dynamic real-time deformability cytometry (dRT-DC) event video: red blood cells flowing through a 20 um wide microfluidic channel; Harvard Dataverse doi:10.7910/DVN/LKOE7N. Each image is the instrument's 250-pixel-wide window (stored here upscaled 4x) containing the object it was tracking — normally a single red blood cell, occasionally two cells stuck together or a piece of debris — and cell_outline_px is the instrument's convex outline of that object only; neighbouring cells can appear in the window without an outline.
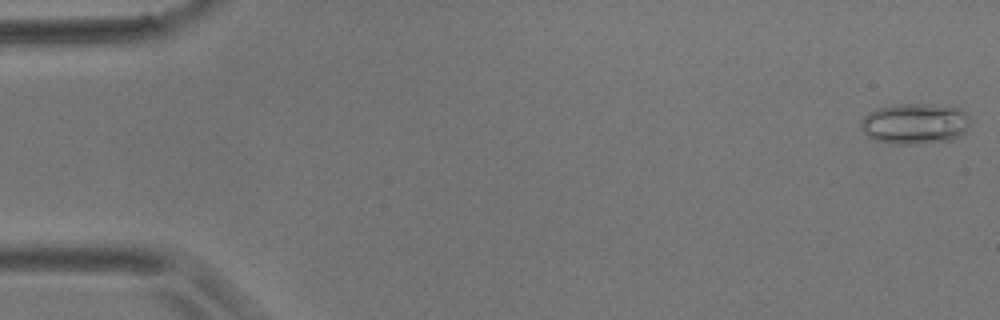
{"species": "common noctule bat (a hibernating species)", "species_latin": "Nyctalus noctula", "temperature_condition": "room temperature", "stored_images_in_passage": 55, "camera_frame_rate_fps": 3000, "um_per_image_px": 0.085, "animal": {"sex": "male", "body_mass_g": 17.9}, "frame": {"image": 1, "passage_image": 1, "time_ms": 0.0, "image_size_px": [1000, 320], "cell_outline_px": [[972, 120], [968, 128], [960, 136], [952, 140], [916, 144], [896, 144], [876, 140], [868, 136], [860, 128], [860, 120], [868, 112], [880, 108], [900, 104], [928, 104], [960, 108]], "centroid_in_image_um": [77.79, 10.52], "position_along_channel_um": 7.2, "area_um2": 26.07}}
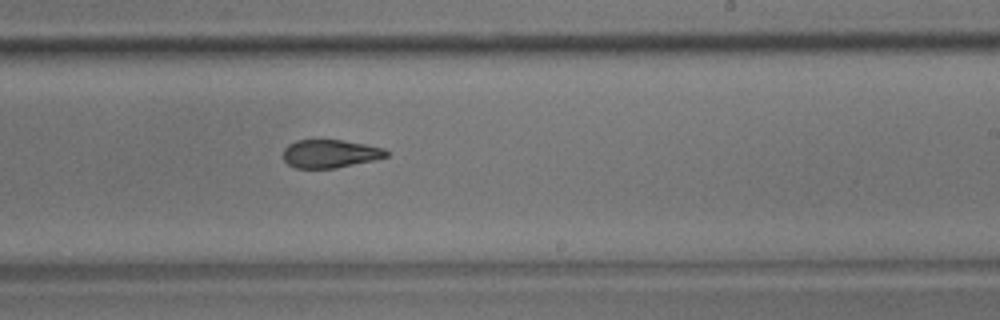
{"frame": {"image": 2, "passage_image": 33, "time_ms": 10.667, "image_size_px": [1000, 320], "cell_outline_px": [[388, 156], [376, 160], [336, 168], [296, 168], [288, 164], [284, 160], [284, 148], [288, 144], [296, 140], [340, 140], [364, 144], [384, 148], [388, 152]], "centroid_in_image_um": [28.07, 13.07], "position_along_channel_um": 260.9, "area_um2": 16.94}}
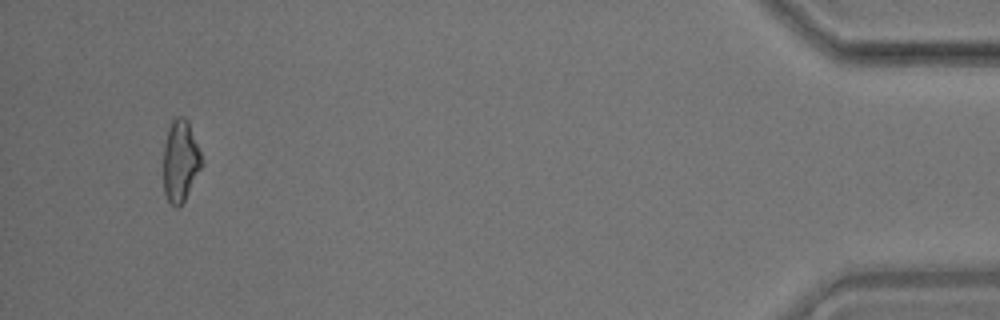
{"frame": {"image": 3, "passage_image": 52, "time_ms": 17.0, "image_size_px": [1000, 320], "cell_outline_px": [[204, 164], [184, 200], [176, 208], [168, 200], [164, 192], [164, 144], [168, 128], [172, 120], [176, 116], [184, 116], [188, 120], [200, 152]], "centroid_in_image_um": [15.34, 13.65], "position_along_channel_um": 419.9, "area_um2": 18.15}, "authors_computed_cell_mechanics": {"area_um2": 18.496, "velocity_mm_per_s": 3.6857, "shape_relaxation_time_tau1_ms": null, "shape_relaxation_time_tau2_ms": 2.9111, "deformation_change_tau1": null, "deformation_change_tau2": 0.1037}}